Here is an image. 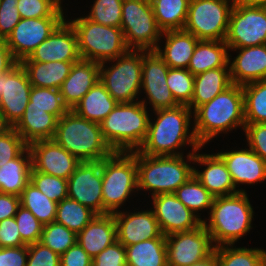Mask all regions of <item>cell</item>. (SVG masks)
I'll use <instances>...</instances> for the list:
<instances>
[{"mask_svg": "<svg viewBox=\"0 0 266 266\" xmlns=\"http://www.w3.org/2000/svg\"><path fill=\"white\" fill-rule=\"evenodd\" d=\"M192 112L185 105L154 111L157 119L154 122L149 120L147 136L137 151L148 156L183 155L176 151L187 143L193 151L201 149L202 146L197 141L193 128L189 132Z\"/></svg>", "mask_w": 266, "mask_h": 266, "instance_id": "1", "label": "cell"}, {"mask_svg": "<svg viewBox=\"0 0 266 266\" xmlns=\"http://www.w3.org/2000/svg\"><path fill=\"white\" fill-rule=\"evenodd\" d=\"M193 131L203 147L220 133H227L236 127H245L244 95L242 85L232 84L193 111Z\"/></svg>", "mask_w": 266, "mask_h": 266, "instance_id": "2", "label": "cell"}, {"mask_svg": "<svg viewBox=\"0 0 266 266\" xmlns=\"http://www.w3.org/2000/svg\"><path fill=\"white\" fill-rule=\"evenodd\" d=\"M53 140L79 161H102L114 151L105 141L99 123L68 110L57 121Z\"/></svg>", "mask_w": 266, "mask_h": 266, "instance_id": "3", "label": "cell"}, {"mask_svg": "<svg viewBox=\"0 0 266 266\" xmlns=\"http://www.w3.org/2000/svg\"><path fill=\"white\" fill-rule=\"evenodd\" d=\"M145 102L118 103L100 123L103 138L114 152L136 151L143 144L150 120Z\"/></svg>", "mask_w": 266, "mask_h": 266, "instance_id": "4", "label": "cell"}, {"mask_svg": "<svg viewBox=\"0 0 266 266\" xmlns=\"http://www.w3.org/2000/svg\"><path fill=\"white\" fill-rule=\"evenodd\" d=\"M253 213L246 192L215 197L209 213V222L203 219L214 246L235 244L252 229Z\"/></svg>", "mask_w": 266, "mask_h": 266, "instance_id": "5", "label": "cell"}, {"mask_svg": "<svg viewBox=\"0 0 266 266\" xmlns=\"http://www.w3.org/2000/svg\"><path fill=\"white\" fill-rule=\"evenodd\" d=\"M176 156H148L136 150L138 189L152 191V197L174 193L194 173L193 166Z\"/></svg>", "mask_w": 266, "mask_h": 266, "instance_id": "6", "label": "cell"}, {"mask_svg": "<svg viewBox=\"0 0 266 266\" xmlns=\"http://www.w3.org/2000/svg\"><path fill=\"white\" fill-rule=\"evenodd\" d=\"M101 170L103 215L113 214L138 189L136 151L114 152L101 161Z\"/></svg>", "mask_w": 266, "mask_h": 266, "instance_id": "7", "label": "cell"}, {"mask_svg": "<svg viewBox=\"0 0 266 266\" xmlns=\"http://www.w3.org/2000/svg\"><path fill=\"white\" fill-rule=\"evenodd\" d=\"M68 22L75 30L81 59L107 63L129 50L121 28L95 23L85 16Z\"/></svg>", "mask_w": 266, "mask_h": 266, "instance_id": "8", "label": "cell"}, {"mask_svg": "<svg viewBox=\"0 0 266 266\" xmlns=\"http://www.w3.org/2000/svg\"><path fill=\"white\" fill-rule=\"evenodd\" d=\"M146 52V50H128L116 59L109 60V62L116 61L109 68L105 67L106 62L100 63L99 80L118 103H131L138 99L142 84V58Z\"/></svg>", "mask_w": 266, "mask_h": 266, "instance_id": "9", "label": "cell"}, {"mask_svg": "<svg viewBox=\"0 0 266 266\" xmlns=\"http://www.w3.org/2000/svg\"><path fill=\"white\" fill-rule=\"evenodd\" d=\"M120 28L129 50L155 51L163 33L148 0H123Z\"/></svg>", "mask_w": 266, "mask_h": 266, "instance_id": "10", "label": "cell"}, {"mask_svg": "<svg viewBox=\"0 0 266 266\" xmlns=\"http://www.w3.org/2000/svg\"><path fill=\"white\" fill-rule=\"evenodd\" d=\"M231 1L190 0L183 30L193 34L199 40L224 41L230 13L234 6Z\"/></svg>", "mask_w": 266, "mask_h": 266, "instance_id": "11", "label": "cell"}, {"mask_svg": "<svg viewBox=\"0 0 266 266\" xmlns=\"http://www.w3.org/2000/svg\"><path fill=\"white\" fill-rule=\"evenodd\" d=\"M224 42L229 49L266 44V6L234 5Z\"/></svg>", "mask_w": 266, "mask_h": 266, "instance_id": "12", "label": "cell"}, {"mask_svg": "<svg viewBox=\"0 0 266 266\" xmlns=\"http://www.w3.org/2000/svg\"><path fill=\"white\" fill-rule=\"evenodd\" d=\"M31 89L28 75L19 62L0 75V116L6 127H14L22 118Z\"/></svg>", "mask_w": 266, "mask_h": 266, "instance_id": "13", "label": "cell"}, {"mask_svg": "<svg viewBox=\"0 0 266 266\" xmlns=\"http://www.w3.org/2000/svg\"><path fill=\"white\" fill-rule=\"evenodd\" d=\"M167 266H191L209 257L215 249L204 223L198 228L165 236Z\"/></svg>", "mask_w": 266, "mask_h": 266, "instance_id": "14", "label": "cell"}, {"mask_svg": "<svg viewBox=\"0 0 266 266\" xmlns=\"http://www.w3.org/2000/svg\"><path fill=\"white\" fill-rule=\"evenodd\" d=\"M64 20L65 17L21 18L5 40L13 58L19 63L28 58Z\"/></svg>", "mask_w": 266, "mask_h": 266, "instance_id": "15", "label": "cell"}, {"mask_svg": "<svg viewBox=\"0 0 266 266\" xmlns=\"http://www.w3.org/2000/svg\"><path fill=\"white\" fill-rule=\"evenodd\" d=\"M68 198L103 215L101 161L80 162L68 178Z\"/></svg>", "mask_w": 266, "mask_h": 266, "instance_id": "16", "label": "cell"}, {"mask_svg": "<svg viewBox=\"0 0 266 266\" xmlns=\"http://www.w3.org/2000/svg\"><path fill=\"white\" fill-rule=\"evenodd\" d=\"M168 71L169 66L156 51H147L143 55L141 88L145 90L153 111L179 106L166 83Z\"/></svg>", "mask_w": 266, "mask_h": 266, "instance_id": "17", "label": "cell"}, {"mask_svg": "<svg viewBox=\"0 0 266 266\" xmlns=\"http://www.w3.org/2000/svg\"><path fill=\"white\" fill-rule=\"evenodd\" d=\"M153 212L164 236L194 230L203 220L189 210L174 193L152 197Z\"/></svg>", "mask_w": 266, "mask_h": 266, "instance_id": "18", "label": "cell"}, {"mask_svg": "<svg viewBox=\"0 0 266 266\" xmlns=\"http://www.w3.org/2000/svg\"><path fill=\"white\" fill-rule=\"evenodd\" d=\"M80 59L75 30L65 19L28 58L21 62H77Z\"/></svg>", "mask_w": 266, "mask_h": 266, "instance_id": "19", "label": "cell"}, {"mask_svg": "<svg viewBox=\"0 0 266 266\" xmlns=\"http://www.w3.org/2000/svg\"><path fill=\"white\" fill-rule=\"evenodd\" d=\"M32 168L56 177L68 178L81 162L53 139L39 140L28 145Z\"/></svg>", "mask_w": 266, "mask_h": 266, "instance_id": "20", "label": "cell"}, {"mask_svg": "<svg viewBox=\"0 0 266 266\" xmlns=\"http://www.w3.org/2000/svg\"><path fill=\"white\" fill-rule=\"evenodd\" d=\"M187 154V160L193 164L207 166L200 172L194 167L193 175L195 178L214 196H229L239 192H245L242 189H236L233 184L230 172L223 159L217 154H199L197 151ZM195 162V163H194Z\"/></svg>", "mask_w": 266, "mask_h": 266, "instance_id": "21", "label": "cell"}, {"mask_svg": "<svg viewBox=\"0 0 266 266\" xmlns=\"http://www.w3.org/2000/svg\"><path fill=\"white\" fill-rule=\"evenodd\" d=\"M117 227V240L125 247L147 239L165 238L153 210L113 213Z\"/></svg>", "mask_w": 266, "mask_h": 266, "instance_id": "22", "label": "cell"}, {"mask_svg": "<svg viewBox=\"0 0 266 266\" xmlns=\"http://www.w3.org/2000/svg\"><path fill=\"white\" fill-rule=\"evenodd\" d=\"M225 162L233 184H255L266 180V162L249 149L217 153Z\"/></svg>", "mask_w": 266, "mask_h": 266, "instance_id": "23", "label": "cell"}, {"mask_svg": "<svg viewBox=\"0 0 266 266\" xmlns=\"http://www.w3.org/2000/svg\"><path fill=\"white\" fill-rule=\"evenodd\" d=\"M99 79L100 63L84 59L75 62L59 89L68 109L72 110Z\"/></svg>", "mask_w": 266, "mask_h": 266, "instance_id": "24", "label": "cell"}, {"mask_svg": "<svg viewBox=\"0 0 266 266\" xmlns=\"http://www.w3.org/2000/svg\"><path fill=\"white\" fill-rule=\"evenodd\" d=\"M230 50H239L234 60L229 61L232 84L266 80V44Z\"/></svg>", "mask_w": 266, "mask_h": 266, "instance_id": "25", "label": "cell"}, {"mask_svg": "<svg viewBox=\"0 0 266 266\" xmlns=\"http://www.w3.org/2000/svg\"><path fill=\"white\" fill-rule=\"evenodd\" d=\"M117 241V227L113 214L96 215L77 234V243L93 259Z\"/></svg>", "mask_w": 266, "mask_h": 266, "instance_id": "26", "label": "cell"}, {"mask_svg": "<svg viewBox=\"0 0 266 266\" xmlns=\"http://www.w3.org/2000/svg\"><path fill=\"white\" fill-rule=\"evenodd\" d=\"M161 37H165L166 42L164 49L157 46V54L169 68L187 69L199 39L184 30L164 31Z\"/></svg>", "mask_w": 266, "mask_h": 266, "instance_id": "27", "label": "cell"}, {"mask_svg": "<svg viewBox=\"0 0 266 266\" xmlns=\"http://www.w3.org/2000/svg\"><path fill=\"white\" fill-rule=\"evenodd\" d=\"M58 118L44 109L26 107L22 118L13 127L29 145L39 140L54 138Z\"/></svg>", "mask_w": 266, "mask_h": 266, "instance_id": "28", "label": "cell"}, {"mask_svg": "<svg viewBox=\"0 0 266 266\" xmlns=\"http://www.w3.org/2000/svg\"><path fill=\"white\" fill-rule=\"evenodd\" d=\"M231 85L230 67H220L195 75L194 93L188 107L194 111L197 107L210 102Z\"/></svg>", "mask_w": 266, "mask_h": 266, "instance_id": "29", "label": "cell"}, {"mask_svg": "<svg viewBox=\"0 0 266 266\" xmlns=\"http://www.w3.org/2000/svg\"><path fill=\"white\" fill-rule=\"evenodd\" d=\"M228 52L224 41L199 40L187 69L195 76L208 70L230 67L231 54Z\"/></svg>", "mask_w": 266, "mask_h": 266, "instance_id": "30", "label": "cell"}, {"mask_svg": "<svg viewBox=\"0 0 266 266\" xmlns=\"http://www.w3.org/2000/svg\"><path fill=\"white\" fill-rule=\"evenodd\" d=\"M31 169V153L27 146L16 158L0 167V193L20 196L30 182Z\"/></svg>", "mask_w": 266, "mask_h": 266, "instance_id": "31", "label": "cell"}, {"mask_svg": "<svg viewBox=\"0 0 266 266\" xmlns=\"http://www.w3.org/2000/svg\"><path fill=\"white\" fill-rule=\"evenodd\" d=\"M117 104L99 80L72 110L77 115L100 124Z\"/></svg>", "mask_w": 266, "mask_h": 266, "instance_id": "32", "label": "cell"}, {"mask_svg": "<svg viewBox=\"0 0 266 266\" xmlns=\"http://www.w3.org/2000/svg\"><path fill=\"white\" fill-rule=\"evenodd\" d=\"M75 62H20L32 87L60 89Z\"/></svg>", "mask_w": 266, "mask_h": 266, "instance_id": "33", "label": "cell"}, {"mask_svg": "<svg viewBox=\"0 0 266 266\" xmlns=\"http://www.w3.org/2000/svg\"><path fill=\"white\" fill-rule=\"evenodd\" d=\"M127 266H167L166 239H147L125 247Z\"/></svg>", "mask_w": 266, "mask_h": 266, "instance_id": "34", "label": "cell"}, {"mask_svg": "<svg viewBox=\"0 0 266 266\" xmlns=\"http://www.w3.org/2000/svg\"><path fill=\"white\" fill-rule=\"evenodd\" d=\"M233 247L234 244L215 247L214 252L218 266H266V250Z\"/></svg>", "mask_w": 266, "mask_h": 266, "instance_id": "35", "label": "cell"}, {"mask_svg": "<svg viewBox=\"0 0 266 266\" xmlns=\"http://www.w3.org/2000/svg\"><path fill=\"white\" fill-rule=\"evenodd\" d=\"M190 0H156L153 4L158 27L164 32L183 30Z\"/></svg>", "mask_w": 266, "mask_h": 266, "instance_id": "36", "label": "cell"}, {"mask_svg": "<svg viewBox=\"0 0 266 266\" xmlns=\"http://www.w3.org/2000/svg\"><path fill=\"white\" fill-rule=\"evenodd\" d=\"M57 204L38 190L32 182L26 185L20 195V205L29 210L43 225L55 222Z\"/></svg>", "mask_w": 266, "mask_h": 266, "instance_id": "37", "label": "cell"}, {"mask_svg": "<svg viewBox=\"0 0 266 266\" xmlns=\"http://www.w3.org/2000/svg\"><path fill=\"white\" fill-rule=\"evenodd\" d=\"M245 124L266 123V80L242 85Z\"/></svg>", "mask_w": 266, "mask_h": 266, "instance_id": "38", "label": "cell"}, {"mask_svg": "<svg viewBox=\"0 0 266 266\" xmlns=\"http://www.w3.org/2000/svg\"><path fill=\"white\" fill-rule=\"evenodd\" d=\"M96 215L89 207L66 198L57 204L55 222L78 234Z\"/></svg>", "mask_w": 266, "mask_h": 266, "instance_id": "39", "label": "cell"}, {"mask_svg": "<svg viewBox=\"0 0 266 266\" xmlns=\"http://www.w3.org/2000/svg\"><path fill=\"white\" fill-rule=\"evenodd\" d=\"M174 194L195 215L203 209H210L214 196L193 175Z\"/></svg>", "mask_w": 266, "mask_h": 266, "instance_id": "40", "label": "cell"}, {"mask_svg": "<svg viewBox=\"0 0 266 266\" xmlns=\"http://www.w3.org/2000/svg\"><path fill=\"white\" fill-rule=\"evenodd\" d=\"M27 107L44 109L58 119L69 109L62 100L59 89L32 87Z\"/></svg>", "mask_w": 266, "mask_h": 266, "instance_id": "41", "label": "cell"}, {"mask_svg": "<svg viewBox=\"0 0 266 266\" xmlns=\"http://www.w3.org/2000/svg\"><path fill=\"white\" fill-rule=\"evenodd\" d=\"M40 242L60 256L77 243V234L56 222L43 225Z\"/></svg>", "mask_w": 266, "mask_h": 266, "instance_id": "42", "label": "cell"}, {"mask_svg": "<svg viewBox=\"0 0 266 266\" xmlns=\"http://www.w3.org/2000/svg\"><path fill=\"white\" fill-rule=\"evenodd\" d=\"M166 83L179 105H190L194 93V75L188 69L169 68Z\"/></svg>", "mask_w": 266, "mask_h": 266, "instance_id": "43", "label": "cell"}, {"mask_svg": "<svg viewBox=\"0 0 266 266\" xmlns=\"http://www.w3.org/2000/svg\"><path fill=\"white\" fill-rule=\"evenodd\" d=\"M123 0H95L89 15L92 22L110 27H121Z\"/></svg>", "mask_w": 266, "mask_h": 266, "instance_id": "44", "label": "cell"}, {"mask_svg": "<svg viewBox=\"0 0 266 266\" xmlns=\"http://www.w3.org/2000/svg\"><path fill=\"white\" fill-rule=\"evenodd\" d=\"M30 182H32L37 189L45 194L50 200L56 203L68 198V180L64 178L38 172L32 168Z\"/></svg>", "mask_w": 266, "mask_h": 266, "instance_id": "45", "label": "cell"}, {"mask_svg": "<svg viewBox=\"0 0 266 266\" xmlns=\"http://www.w3.org/2000/svg\"><path fill=\"white\" fill-rule=\"evenodd\" d=\"M61 0H19L21 18L64 17Z\"/></svg>", "mask_w": 266, "mask_h": 266, "instance_id": "46", "label": "cell"}, {"mask_svg": "<svg viewBox=\"0 0 266 266\" xmlns=\"http://www.w3.org/2000/svg\"><path fill=\"white\" fill-rule=\"evenodd\" d=\"M15 220L25 245L40 242L43 224L29 210L20 205L15 214Z\"/></svg>", "mask_w": 266, "mask_h": 266, "instance_id": "47", "label": "cell"}, {"mask_svg": "<svg viewBox=\"0 0 266 266\" xmlns=\"http://www.w3.org/2000/svg\"><path fill=\"white\" fill-rule=\"evenodd\" d=\"M28 145L13 127L0 132V167L16 158Z\"/></svg>", "mask_w": 266, "mask_h": 266, "instance_id": "48", "label": "cell"}, {"mask_svg": "<svg viewBox=\"0 0 266 266\" xmlns=\"http://www.w3.org/2000/svg\"><path fill=\"white\" fill-rule=\"evenodd\" d=\"M19 0H0V39L6 40L21 20L17 9Z\"/></svg>", "mask_w": 266, "mask_h": 266, "instance_id": "49", "label": "cell"}, {"mask_svg": "<svg viewBox=\"0 0 266 266\" xmlns=\"http://www.w3.org/2000/svg\"><path fill=\"white\" fill-rule=\"evenodd\" d=\"M26 266H60V255L41 242L28 245Z\"/></svg>", "mask_w": 266, "mask_h": 266, "instance_id": "50", "label": "cell"}, {"mask_svg": "<svg viewBox=\"0 0 266 266\" xmlns=\"http://www.w3.org/2000/svg\"><path fill=\"white\" fill-rule=\"evenodd\" d=\"M92 266H127L125 246L115 241L92 259Z\"/></svg>", "mask_w": 266, "mask_h": 266, "instance_id": "51", "label": "cell"}, {"mask_svg": "<svg viewBox=\"0 0 266 266\" xmlns=\"http://www.w3.org/2000/svg\"><path fill=\"white\" fill-rule=\"evenodd\" d=\"M248 147L266 162V123L245 124Z\"/></svg>", "mask_w": 266, "mask_h": 266, "instance_id": "52", "label": "cell"}, {"mask_svg": "<svg viewBox=\"0 0 266 266\" xmlns=\"http://www.w3.org/2000/svg\"><path fill=\"white\" fill-rule=\"evenodd\" d=\"M25 246L18 230L15 217L0 221V248Z\"/></svg>", "mask_w": 266, "mask_h": 266, "instance_id": "53", "label": "cell"}, {"mask_svg": "<svg viewBox=\"0 0 266 266\" xmlns=\"http://www.w3.org/2000/svg\"><path fill=\"white\" fill-rule=\"evenodd\" d=\"M28 245L0 248V266H26Z\"/></svg>", "mask_w": 266, "mask_h": 266, "instance_id": "54", "label": "cell"}, {"mask_svg": "<svg viewBox=\"0 0 266 266\" xmlns=\"http://www.w3.org/2000/svg\"><path fill=\"white\" fill-rule=\"evenodd\" d=\"M60 266H92V258L76 243L60 256Z\"/></svg>", "mask_w": 266, "mask_h": 266, "instance_id": "55", "label": "cell"}, {"mask_svg": "<svg viewBox=\"0 0 266 266\" xmlns=\"http://www.w3.org/2000/svg\"><path fill=\"white\" fill-rule=\"evenodd\" d=\"M20 206V196L13 194L0 193V221L15 217Z\"/></svg>", "mask_w": 266, "mask_h": 266, "instance_id": "56", "label": "cell"}, {"mask_svg": "<svg viewBox=\"0 0 266 266\" xmlns=\"http://www.w3.org/2000/svg\"><path fill=\"white\" fill-rule=\"evenodd\" d=\"M16 63L6 41L0 39V75L9 71Z\"/></svg>", "mask_w": 266, "mask_h": 266, "instance_id": "57", "label": "cell"}, {"mask_svg": "<svg viewBox=\"0 0 266 266\" xmlns=\"http://www.w3.org/2000/svg\"><path fill=\"white\" fill-rule=\"evenodd\" d=\"M234 5L266 6V0H232Z\"/></svg>", "mask_w": 266, "mask_h": 266, "instance_id": "58", "label": "cell"}, {"mask_svg": "<svg viewBox=\"0 0 266 266\" xmlns=\"http://www.w3.org/2000/svg\"><path fill=\"white\" fill-rule=\"evenodd\" d=\"M191 266H218L217 260L215 257V252H213L209 257L206 259L197 262L196 264H193Z\"/></svg>", "mask_w": 266, "mask_h": 266, "instance_id": "59", "label": "cell"}, {"mask_svg": "<svg viewBox=\"0 0 266 266\" xmlns=\"http://www.w3.org/2000/svg\"><path fill=\"white\" fill-rule=\"evenodd\" d=\"M4 128H6V126L3 124L2 119H1V116H0V132H1Z\"/></svg>", "mask_w": 266, "mask_h": 266, "instance_id": "60", "label": "cell"}, {"mask_svg": "<svg viewBox=\"0 0 266 266\" xmlns=\"http://www.w3.org/2000/svg\"><path fill=\"white\" fill-rule=\"evenodd\" d=\"M151 4H153L156 0H148Z\"/></svg>", "mask_w": 266, "mask_h": 266, "instance_id": "61", "label": "cell"}]
</instances>
